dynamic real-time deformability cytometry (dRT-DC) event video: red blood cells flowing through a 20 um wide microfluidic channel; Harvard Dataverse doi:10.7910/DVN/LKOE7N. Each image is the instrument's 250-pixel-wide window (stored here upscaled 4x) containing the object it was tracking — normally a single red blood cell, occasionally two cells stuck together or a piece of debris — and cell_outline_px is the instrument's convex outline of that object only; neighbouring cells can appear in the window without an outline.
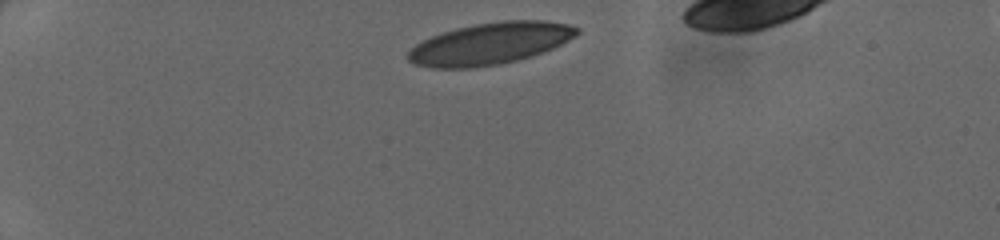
{"species": "human", "species_latin": "Homo sapiens", "temperature_condition": "cold", "stored_images_in_passage": 23, "camera_frame_rate_fps": 3000, "um_per_image_px": 0.085, "donor": {"sex": "female"}, "frame": {"image": 1, "passage_image": 1, "time_ms": 0.0, "image_size_px": [1000, 240], "cell_outline_px": [[580, 32], [576, 36], [544, 52], [516, 60], [500, 64], [476, 68], [432, 68], [412, 64], [404, 56], [420, 40], [456, 28], [476, 24], [504, 20], [544, 20], [568, 24], [580, 28]], "centroid_in_image_um": [41.63, 3.71], "position_along_channel_um": 43.4, "area_um2": 41.27}}
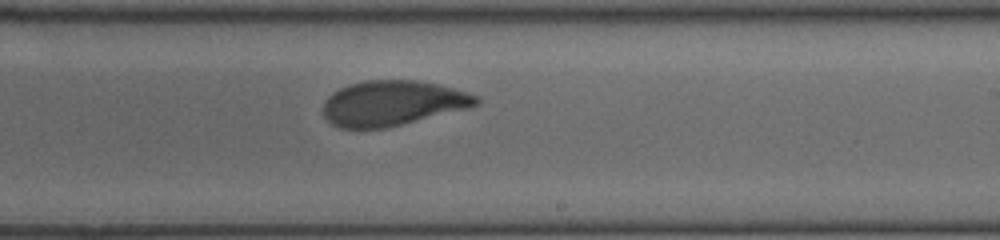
{"frame": {"image": 2, "passage_image": 13, "time_ms": 4.0, "image_size_px": [1000, 240], "cell_outline_px": [[480, 100], [476, 104], [468, 108], [384, 128], [340, 128], [332, 124], [324, 116], [324, 100], [332, 92], [348, 84], [364, 80], [416, 80], [440, 84], [476, 96]], "centroid_in_image_um": [33.32, 8.75], "position_along_channel_um": 255.7, "area_um2": 39.88}}
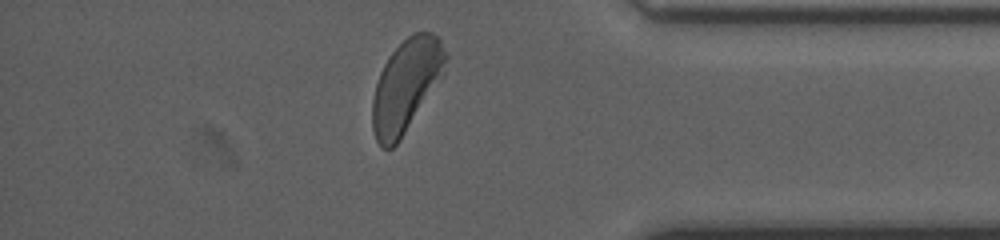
{"frame": {"image": 3, "passage_image": 21, "time_ms": 6.667, "image_size_px": [1000, 240], "cell_outline_px": [[448, 56], [444, 72], [400, 140], [392, 148], [380, 148], [376, 140], [372, 128], [372, 100], [376, 84], [380, 72], [388, 56], [408, 36], [416, 32], [432, 32], [440, 40]], "centroid_in_image_um": [34.5, 7.27], "position_along_channel_um": 400.7, "area_um2": 38.96}}